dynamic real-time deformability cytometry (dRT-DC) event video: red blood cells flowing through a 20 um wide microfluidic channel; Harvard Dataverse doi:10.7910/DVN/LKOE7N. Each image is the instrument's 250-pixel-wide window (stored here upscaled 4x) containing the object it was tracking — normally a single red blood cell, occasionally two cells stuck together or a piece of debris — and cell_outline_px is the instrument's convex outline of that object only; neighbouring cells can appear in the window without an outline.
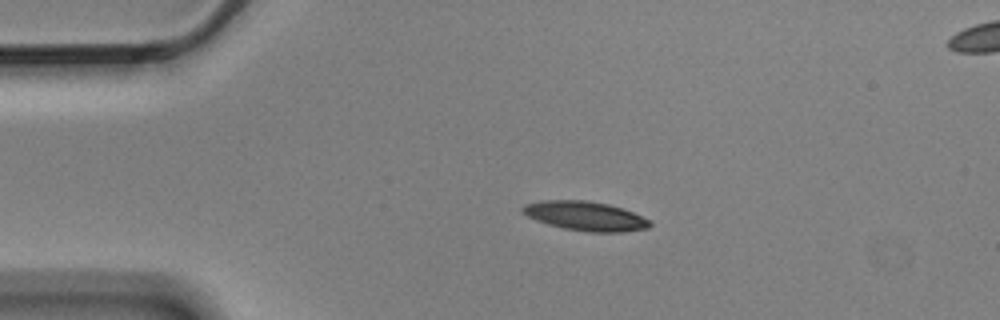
{"species": "Egyptian fruit bat (a non-hibernating species)", "species_latin": "Rousettus aegyptiacus", "temperature_condition": "cold", "stored_images_in_passage": 4, "segment_of_instrument_passage": [1, 2], "camera_frame_rate_fps": 3000, "um_per_image_px": 0.085, "animal": {"sex": "male"}, "frame": {"image": 1, "passage_image": 2, "time_ms": 0.333, "image_size_px": [1000, 320], "cell_outline_px": [[652, 224], [648, 228], [620, 232], [588, 232], [564, 228], [548, 224], [536, 220], [520, 212], [520, 208], [524, 204], [540, 200], [584, 200], [608, 204], [632, 212], [652, 220]], "centroid_in_image_um": [49.73, 18.36], "position_along_channel_um": 35.3, "area_um2": 21.73}}